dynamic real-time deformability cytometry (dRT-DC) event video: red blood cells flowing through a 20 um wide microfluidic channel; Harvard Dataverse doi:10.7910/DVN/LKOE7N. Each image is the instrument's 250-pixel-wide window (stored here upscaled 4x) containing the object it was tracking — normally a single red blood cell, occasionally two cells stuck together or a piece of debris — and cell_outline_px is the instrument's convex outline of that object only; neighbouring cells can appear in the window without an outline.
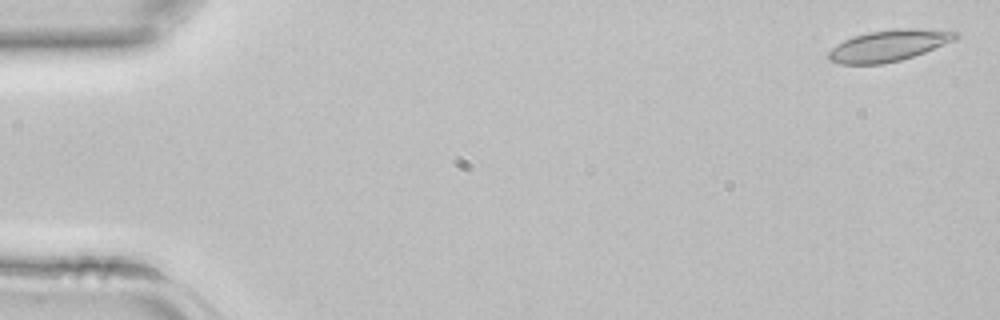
{"species": "common noctule bat (a hibernating species)", "species_latin": "Nyctalus noctula", "temperature_condition": "room temperature", "stored_images_in_passage": 42, "camera_frame_rate_fps": 3000, "um_per_image_px": 0.085, "animal": {"sex": "female", "body_mass_g": 22.7, "forearm_length_mm": 54.2}, "frame": {"image": 1, "passage_image": 1, "time_ms": 0.0, "image_size_px": [1000, 320], "cell_outline_px": [[960, 36], [952, 40], [924, 52], [900, 60], [884, 64], [840, 64], [828, 60], [828, 52], [836, 44], [844, 40], [868, 32], [896, 28], [952, 28], [960, 32]], "centroid_in_image_um": [75.61, 3.84], "position_along_channel_um": 9.4, "area_um2": 23.52}}
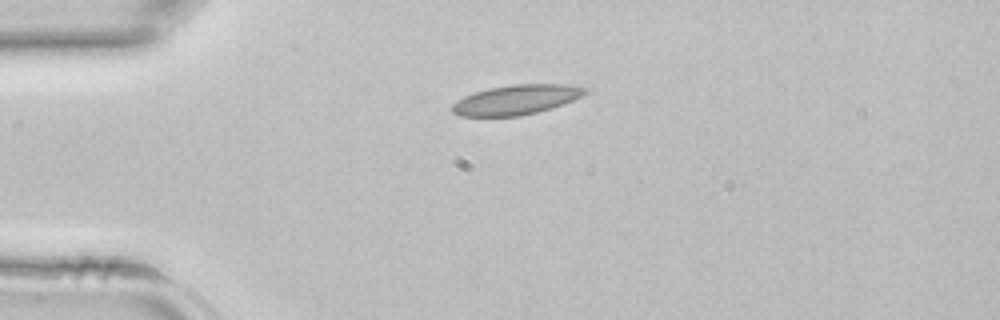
{"frame": {"image": 2, "passage_image": 10, "time_ms": 3.0, "image_size_px": [1000, 320], "cell_outline_px": [[588, 92], [572, 100], [552, 108], [520, 116], [460, 116], [452, 112], [448, 108], [456, 100], [464, 96], [488, 88], [512, 84], [568, 84], [588, 88]], "centroid_in_image_um": [43.84, 8.47], "position_along_channel_um": 41.2, "area_um2": 23.12}}
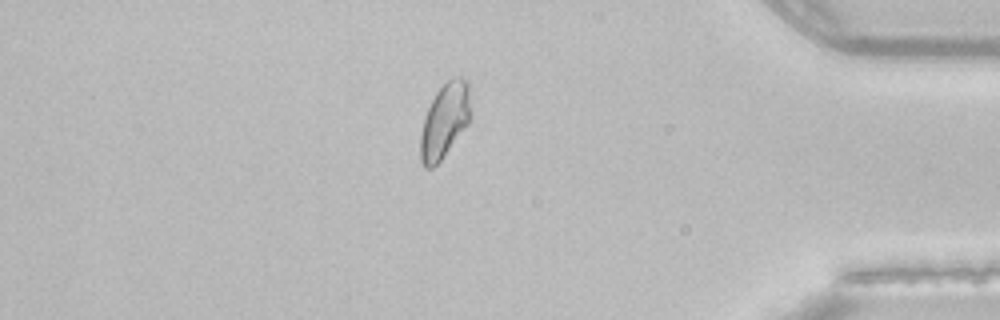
{"frame": {"image": 3, "passage_image": 36, "time_ms": 11.667, "image_size_px": [1000, 320], "cell_outline_px": [[472, 116], [468, 124], [440, 160], [432, 168], [424, 168], [420, 160], [420, 136], [424, 116], [436, 92], [448, 80], [456, 76], [460, 76], [468, 80], [472, 112]], "centroid_in_image_um": [37.82, 10.22], "position_along_channel_um": 397.4, "area_um2": 22.02}}